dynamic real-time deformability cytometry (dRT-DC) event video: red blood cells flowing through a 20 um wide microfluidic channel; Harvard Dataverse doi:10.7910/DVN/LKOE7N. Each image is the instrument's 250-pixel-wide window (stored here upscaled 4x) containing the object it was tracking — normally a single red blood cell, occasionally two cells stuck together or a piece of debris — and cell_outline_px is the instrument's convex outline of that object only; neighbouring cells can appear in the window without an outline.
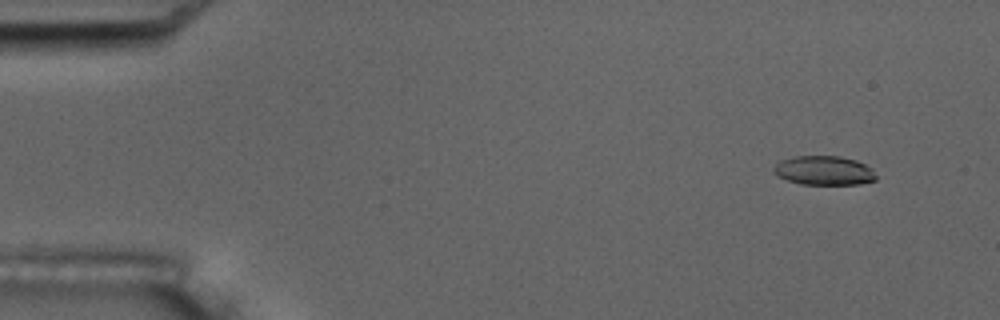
{"species": "common noctule bat (a hibernating species)", "species_latin": "Nyctalus noctula", "temperature_condition": "room temperature", "stored_images_in_passage": 7, "camera_frame_rate_fps": 3000, "um_per_image_px": 0.085, "animal": {"sex": "male", "body_mass_g": 17.5, "forearm_length_mm": 52.3}, "frame": {"image": 1, "passage_image": 2, "time_ms": 1.333, "image_size_px": [1000, 320], "cell_outline_px": [[876, 180], [860, 184], [800, 184], [776, 176], [772, 172], [772, 168], [780, 160], [792, 156], [840, 156], [856, 160], [872, 168], [876, 176]], "centroid_in_image_um": [70.01, 14.49], "position_along_channel_um": 15.0, "area_um2": 17.57}}